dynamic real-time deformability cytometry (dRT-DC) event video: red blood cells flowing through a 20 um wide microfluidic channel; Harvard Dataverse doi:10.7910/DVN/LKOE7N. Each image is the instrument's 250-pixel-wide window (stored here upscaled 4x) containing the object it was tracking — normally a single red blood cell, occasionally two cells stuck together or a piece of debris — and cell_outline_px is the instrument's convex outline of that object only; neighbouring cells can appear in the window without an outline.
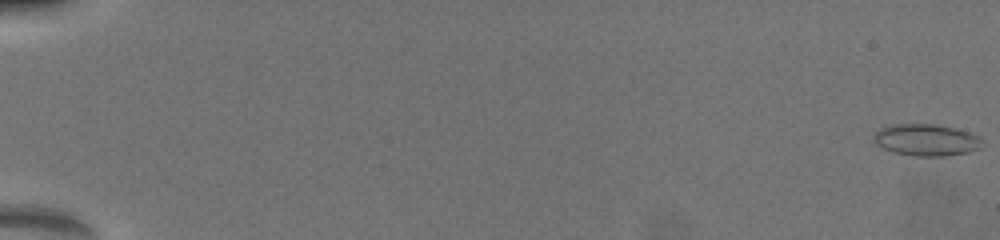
{"species": "common noctule bat (a hibernating species)", "species_latin": "Nyctalus noctula", "temperature_condition": "warm", "stored_images_in_passage": 49, "camera_frame_rate_fps": 3000, "um_per_image_px": 0.085, "animal": {"sex": "female", "body_mass_g": 19.5, "forearm_length_mm": 54.1}, "frame": {"image": 1, "passage_image": 1, "time_ms": 0.0, "image_size_px": [1000, 240], "cell_outline_px": [[984, 140], [980, 148], [968, 152], [940, 156], [916, 156], [892, 152], [876, 144], [872, 140], [872, 136], [880, 128], [892, 124], [936, 124], [956, 128], [980, 136]], "centroid_in_image_um": [78.73, 11.89], "position_along_channel_um": 6.3, "area_um2": 20.23}}
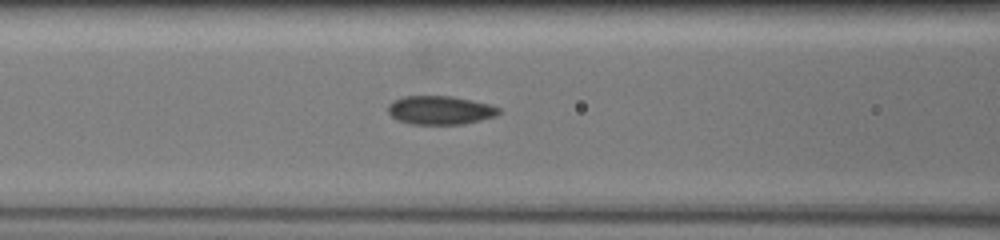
{"frame": {"image": 2, "passage_image": 27, "time_ms": 8.667, "image_size_px": [1000, 240], "cell_outline_px": [[500, 112], [496, 116], [464, 124], [412, 124], [396, 120], [388, 112], [388, 104], [404, 96], [452, 96], [488, 104], [500, 108]], "centroid_in_image_um": [37.4, 9.37], "position_along_channel_um": 129.2, "area_um2": 18.38}}
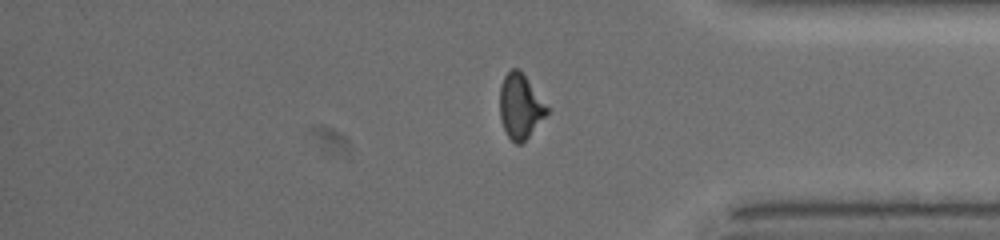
{"frame": {"image": 3, "passage_image": 42, "time_ms": 15.667, "image_size_px": [1000, 240], "cell_outline_px": [[548, 112], [528, 136], [520, 144], [516, 144], [508, 136], [504, 128], [500, 116], [500, 88], [504, 76], [512, 68], [516, 68], [524, 76], [548, 108]], "centroid_in_image_um": [44.19, 9.05], "position_along_channel_um": 391.0, "area_um2": 16.99}}